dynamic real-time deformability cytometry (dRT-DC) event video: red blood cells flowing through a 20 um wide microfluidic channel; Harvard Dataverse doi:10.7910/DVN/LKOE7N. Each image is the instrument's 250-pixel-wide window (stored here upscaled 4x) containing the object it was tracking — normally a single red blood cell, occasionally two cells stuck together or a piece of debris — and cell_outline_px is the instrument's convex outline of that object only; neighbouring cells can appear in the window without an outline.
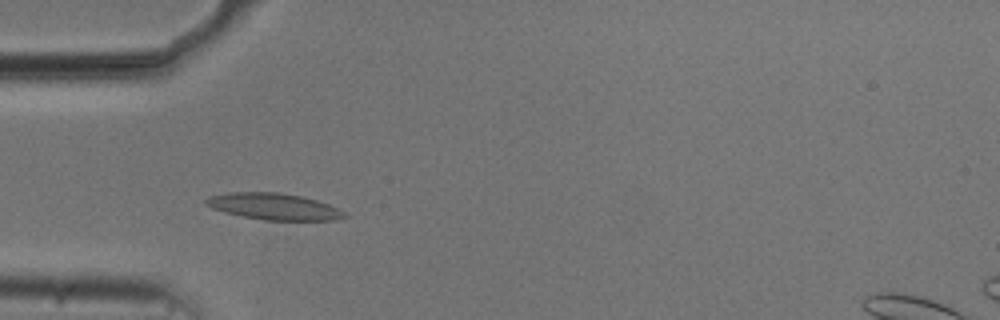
{"species": "common noctule bat (a hibernating species)", "species_latin": "Nyctalus noctula", "temperature_condition": "cold", "stored_images_in_passage": 36, "camera_frame_rate_fps": 3000, "um_per_image_px": 0.085, "animal": {"sex": "male", "body_mass_g": 20.5, "forearm_length_mm": 52.5}, "frame": {"image": 1, "passage_image": 4, "time_ms": 1.0, "image_size_px": [1000, 320], "cell_outline_px": [[348, 216], [336, 220], [264, 220], [224, 212], [212, 208], [204, 204], [204, 200], [208, 196], [232, 192], [276, 192], [300, 196], [316, 200], [328, 204], [344, 212]], "centroid_in_image_um": [23.25, 17.55], "position_along_channel_um": 61.8, "area_um2": 21.21}}
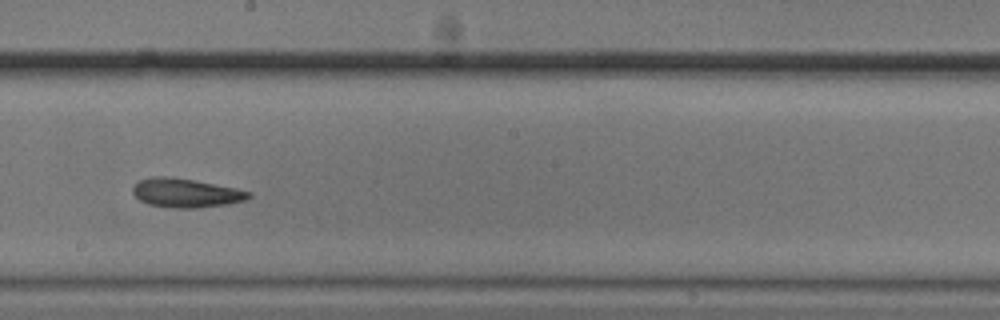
{"frame": {"image": 2, "passage_image": 18, "time_ms": 5.667, "image_size_px": [1000, 320], "cell_outline_px": [[252, 196], [248, 200], [228, 204], [196, 208], [176, 208], [148, 204], [140, 200], [132, 192], [132, 184], [140, 180], [152, 176], [172, 176], [236, 188], [252, 192]], "centroid_in_image_um": [15.81, 16.39], "position_along_channel_um": 232.4, "area_um2": 19.77}}
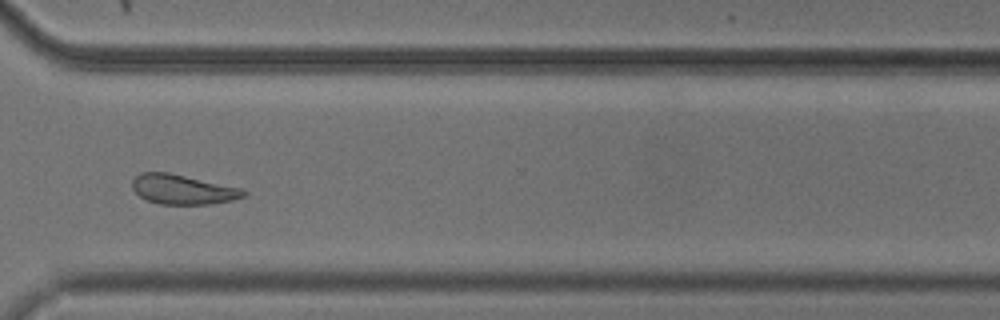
{"frame": {"image": 3, "passage_image": 28, "time_ms": 9.0, "image_size_px": [1000, 320], "cell_outline_px": [[248, 192], [244, 196], [232, 200], [208, 204], [160, 204], [148, 200], [140, 196], [132, 188], [132, 180], [140, 172], [168, 172], [240, 188]], "centroid_in_image_um": [15.5, 16.1], "position_along_channel_um": 355.1, "area_um2": 19.02}, "authors_computed_cell_mechanics": {"area_um2": 19.4497, "velocity_mm_per_s": 3.6889, "shape_relaxation_time_tau1_ms": 4.6085, "shape_relaxation_time_tau2_ms": 3.1608, "deformation_change_tau1": 0.1188, "deformation_change_tau2": 0.1052}}